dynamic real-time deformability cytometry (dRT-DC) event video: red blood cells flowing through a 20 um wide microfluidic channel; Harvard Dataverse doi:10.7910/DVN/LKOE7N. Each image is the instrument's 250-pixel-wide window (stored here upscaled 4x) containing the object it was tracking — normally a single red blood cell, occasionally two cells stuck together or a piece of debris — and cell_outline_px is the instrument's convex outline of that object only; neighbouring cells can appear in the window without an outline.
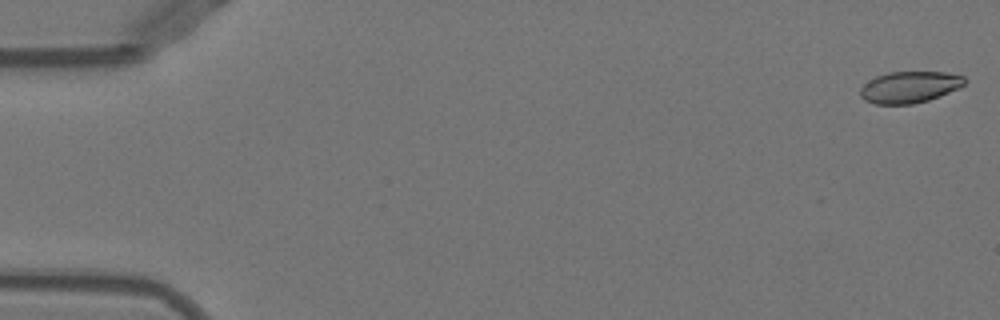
{"species": "Egyptian fruit bat (a non-hibernating species)", "species_latin": "Rousettus aegyptiacus", "temperature_condition": "warm", "stored_images_in_passage": 49, "camera_frame_rate_fps": 3000, "um_per_image_px": 0.085, "animal": {"sex": "female"}, "frame": {"image": 1, "passage_image": 1, "time_ms": 0.0, "image_size_px": [1000, 320], "cell_outline_px": [[968, 80], [964, 84], [940, 96], [928, 100], [912, 104], [876, 104], [864, 100], [860, 96], [860, 88], [868, 80], [876, 76], [888, 72], [944, 72], [964, 76]], "centroid_in_image_um": [77.28, 7.4], "position_along_channel_um": 7.7, "area_um2": 19.13}}
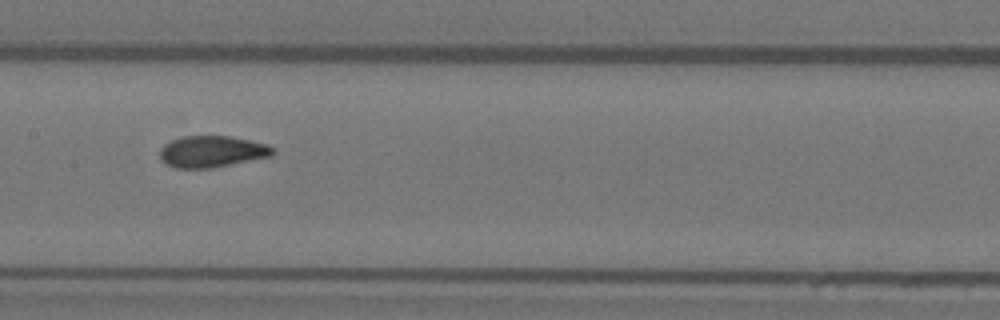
{"frame": {"image": 2, "passage_image": 26, "time_ms": 8.333, "image_size_px": [1000, 320], "cell_outline_px": [[276, 152], [272, 156], [212, 168], [176, 168], [160, 160], [160, 148], [164, 144], [172, 140], [184, 136], [228, 136], [268, 144], [276, 148]], "centroid_in_image_um": [18.04, 12.88], "position_along_channel_um": 189.4, "area_um2": 20.81}}
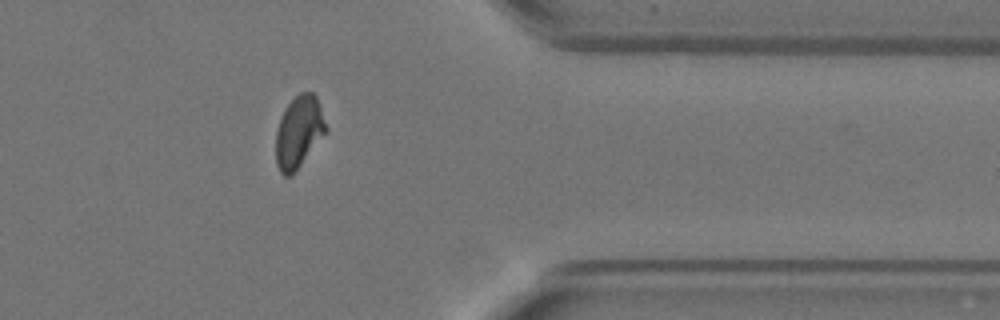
{"frame": {"image": 3, "passage_image": 42, "time_ms": 13.667, "image_size_px": [1000, 320], "cell_outline_px": [[328, 128], [292, 176], [284, 176], [280, 172], [276, 164], [276, 132], [284, 108], [300, 92], [312, 92], [316, 96]], "centroid_in_image_um": [25.38, 11.22], "position_along_channel_um": 386.0, "area_um2": 20.69}, "authors_computed_cell_mechanics": {"area_um2": 20.7502, "velocity_mm_per_s": 3.9648, "shape_relaxation_time_tau1_ms": 5.7642, "shape_relaxation_time_tau2_ms": null, "deformation_change_tau1": 0.179, "deformation_change_tau2": null}}